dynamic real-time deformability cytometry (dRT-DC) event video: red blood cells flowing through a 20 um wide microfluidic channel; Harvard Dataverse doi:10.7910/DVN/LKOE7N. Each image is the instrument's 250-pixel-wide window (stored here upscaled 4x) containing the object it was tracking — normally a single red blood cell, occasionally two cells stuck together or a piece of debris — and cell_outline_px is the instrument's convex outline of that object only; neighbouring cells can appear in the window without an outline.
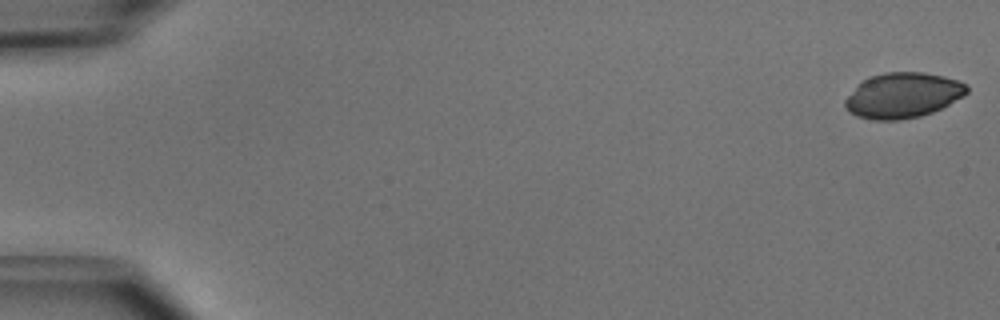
{"species": "common noctule bat (a hibernating species)", "species_latin": "Nyctalus noctula", "temperature_condition": "cold", "stored_images_in_passage": 51, "camera_frame_rate_fps": 3000, "um_per_image_px": 0.085, "animal": {"sex": "male", "body_mass_g": 15.6}, "frame": {"image": 1, "passage_image": 1, "time_ms": 0.0, "image_size_px": [1000, 320], "cell_outline_px": [[968, 92], [964, 96], [932, 112], [920, 116], [900, 120], [872, 120], [856, 116], [848, 112], [844, 104], [844, 100], [868, 76], [884, 72], [924, 72], [944, 76], [968, 84]], "centroid_in_image_um": [76.75, 8.1], "position_along_channel_um": 8.3, "area_um2": 32.14}}
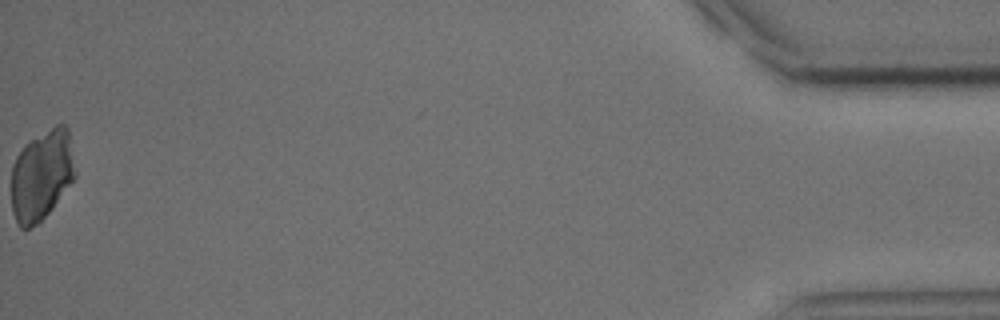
{"frame": {"image": 2, "passage_image": 51, "time_ms": 16.667, "image_size_px": [1000, 320], "cell_outline_px": [[76, 176], [40, 224], [28, 228], [20, 228], [12, 212], [12, 164], [16, 156], [24, 144], [56, 124], [64, 124], [68, 128], [76, 172]], "centroid_in_image_um": [3.54, 14.89], "position_along_channel_um": 431.7, "area_um2": 33.76}}